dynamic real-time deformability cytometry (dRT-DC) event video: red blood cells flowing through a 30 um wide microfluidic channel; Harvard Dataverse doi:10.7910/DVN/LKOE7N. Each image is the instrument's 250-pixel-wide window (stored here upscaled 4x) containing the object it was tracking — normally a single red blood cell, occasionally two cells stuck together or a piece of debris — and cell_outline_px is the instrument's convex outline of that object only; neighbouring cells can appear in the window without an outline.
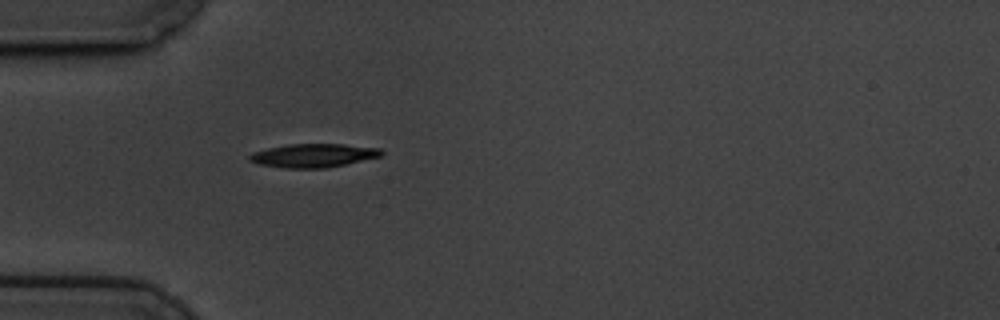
{"species": "common noctule bat (a hibernating species)", "species_latin": "Nyctalus noctula", "temperature_condition": "cold", "stored_images_in_passage": 42, "camera_frame_rate_fps": 3000, "um_per_image_px": 0.085, "animal": {"sex": "male", "body_mass_g": 19.5, "forearm_length_mm": 54.6}, "frame": {"image": 1, "passage_image": 1, "time_ms": 0.0, "image_size_px": [1000, 320], "cell_outline_px": [[384, 152], [380, 156], [344, 164], [324, 168], [284, 168], [260, 164], [248, 160], [248, 156], [252, 152], [268, 148], [288, 144], [344, 144], [380, 148]], "centroid_in_image_um": [26.61, 13.21], "position_along_channel_um": 58.4, "area_um2": 17.98}}
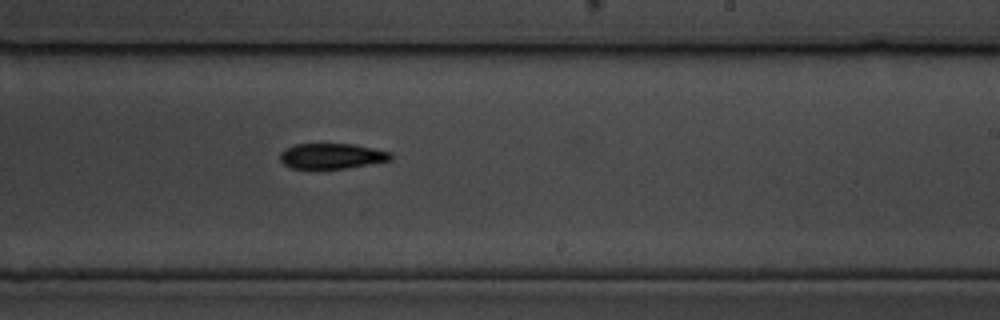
{"frame": {"image": 2, "passage_image": 19, "time_ms": 6.0, "image_size_px": [1000, 320], "cell_outline_px": [[392, 160], [348, 168], [292, 168], [284, 164], [280, 160], [280, 152], [296, 144], [352, 144], [392, 152]], "centroid_in_image_um": [28.23, 13.26], "position_along_channel_um": 260.8, "area_um2": 16.24}}
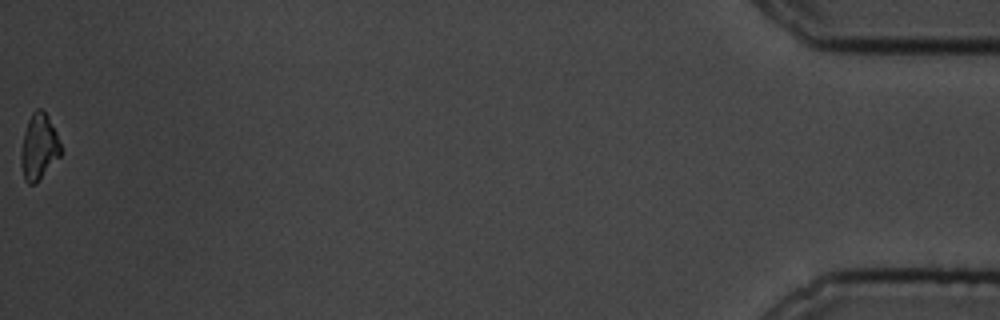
{"frame": {"image": 3, "passage_image": 42, "time_ms": 13.667, "image_size_px": [1000, 320], "cell_outline_px": [[60, 156], [36, 184], [28, 184], [24, 180], [20, 164], [20, 152], [24, 132], [28, 120], [32, 112], [36, 108], [40, 108], [48, 116], [56, 132], [60, 144]], "centroid_in_image_um": [3.28, 12.51], "position_along_channel_um": 431.9, "area_um2": 15.32}, "authors_computed_cell_mechanics": {"area_um2": 16.8487, "velocity_mm_per_s": 3.4571, "shape_relaxation_time_tau1_ms": 2.0542, "shape_relaxation_time_tau2_ms": null, "deformation_change_tau1": 0.0909, "deformation_change_tau2": null}}